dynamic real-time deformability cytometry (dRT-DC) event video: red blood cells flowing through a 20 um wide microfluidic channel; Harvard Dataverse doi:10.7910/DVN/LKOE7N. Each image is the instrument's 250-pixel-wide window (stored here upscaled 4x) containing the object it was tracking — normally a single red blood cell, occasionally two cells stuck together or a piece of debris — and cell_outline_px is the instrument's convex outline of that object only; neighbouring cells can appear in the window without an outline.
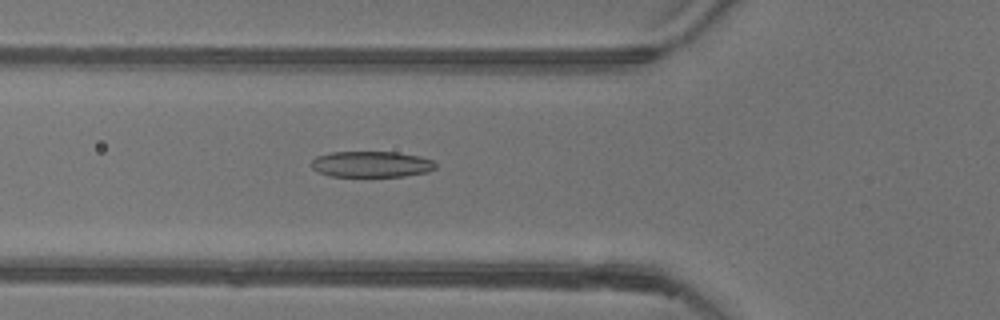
{"species": "common noctule bat (a hibernating species)", "species_latin": "Nyctalus noctula", "temperature_condition": "warm", "stored_images_in_passage": 53, "camera_frame_rate_fps": 3000, "um_per_image_px": 0.085, "animal": {"sex": "female"}, "frame": {"image": 1, "passage_image": 19, "time_ms": 6.0, "image_size_px": [1000, 320], "cell_outline_px": [[436, 168], [428, 172], [404, 176], [328, 176], [312, 168], [312, 160], [316, 156], [332, 152], [396, 152], [420, 156], [432, 160], [436, 164]], "centroid_in_image_um": [31.58, 13.95], "position_along_channel_um": 94.2, "area_um2": 18.79}}
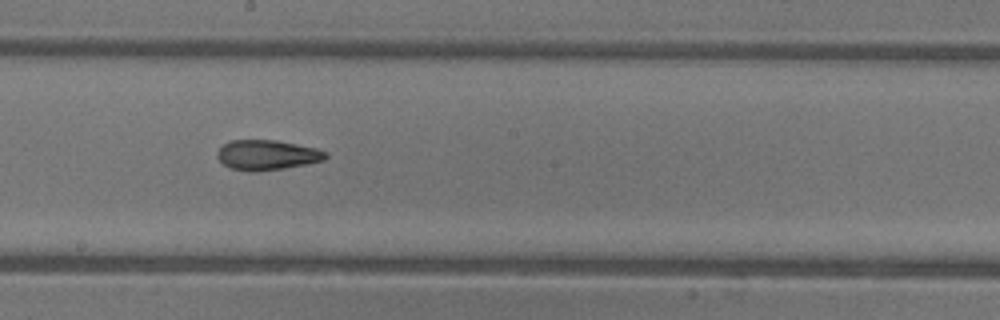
{"frame": {"image": 2, "passage_image": 29, "time_ms": 9.333, "image_size_px": [1000, 320], "cell_outline_px": [[328, 156], [324, 160], [308, 164], [284, 168], [256, 172], [252, 172], [232, 168], [224, 164], [216, 156], [216, 152], [224, 144], [232, 140], [276, 140], [316, 148], [328, 152]], "centroid_in_image_um": [22.72, 13.17], "position_along_channel_um": 225.5, "area_um2": 18.96}}
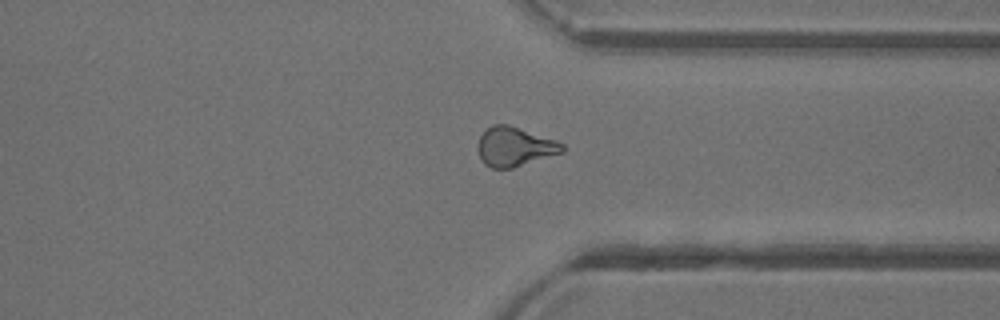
{"frame": {"image": 3, "passage_image": 40, "time_ms": 13.0, "image_size_px": [1000, 320], "cell_outline_px": [[564, 152], [512, 168], [492, 168], [484, 164], [480, 160], [476, 148], [476, 144], [480, 136], [492, 124], [508, 124], [556, 140], [564, 144]], "centroid_in_image_um": [43.71, 12.47], "position_along_channel_um": 367.7, "area_um2": 19.48}, "authors_computed_cell_mechanics": {"area_um2": 19.5364, "velocity_mm_per_s": 3.9149, "shape_relaxation_time_tau1_ms": 8.9722, "shape_relaxation_time_tau2_ms": 3.9539, "deformation_change_tau1": 0.2095, "deformation_change_tau2": 0.1213}}